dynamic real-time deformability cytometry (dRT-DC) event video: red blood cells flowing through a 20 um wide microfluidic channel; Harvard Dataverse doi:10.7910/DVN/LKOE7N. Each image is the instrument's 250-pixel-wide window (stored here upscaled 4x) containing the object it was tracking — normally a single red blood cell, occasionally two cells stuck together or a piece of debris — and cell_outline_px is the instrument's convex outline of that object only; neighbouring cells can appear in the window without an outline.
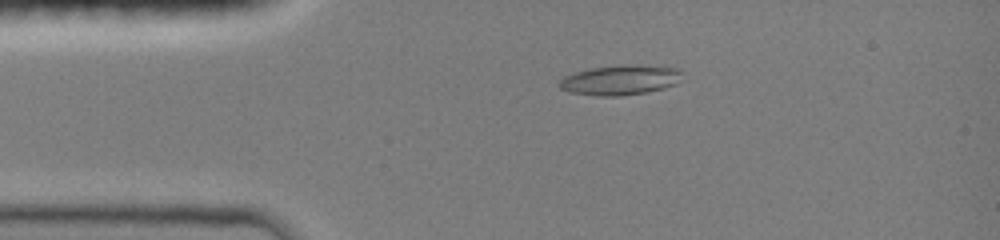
{"species": "common noctule bat (a hibernating species)", "species_latin": "Nyctalus noctula", "temperature_condition": "room temperature", "stored_images_in_passage": 47, "camera_frame_rate_fps": 3000, "um_per_image_px": 0.085, "animal": {"sex": "female", "body_mass_g": 19.0, "forearm_length_mm": 51.5}, "frame": {"image": 1, "passage_image": 9, "time_ms": 2.667, "image_size_px": [1000, 240], "cell_outline_px": [[680, 72], [676, 84], [664, 88], [648, 92], [620, 96], [596, 96], [568, 92], [560, 88], [556, 84], [564, 76], [588, 68], [676, 68]], "centroid_in_image_um": [52.57, 6.88], "position_along_channel_um": 32.4, "area_um2": 20.11}}
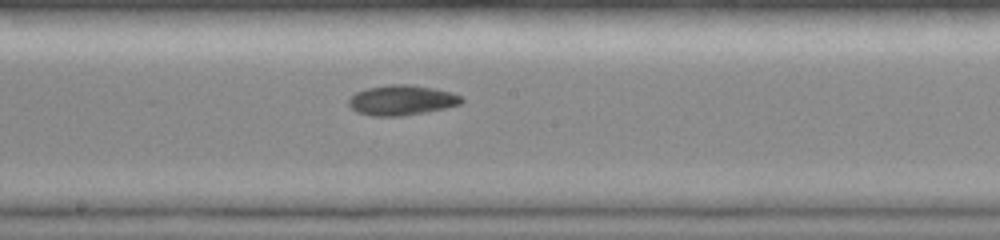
{"frame": {"image": 2, "passage_image": 25, "time_ms": 8.0, "image_size_px": [1000, 240], "cell_outline_px": [[464, 100], [460, 104], [444, 108], [424, 112], [400, 116], [372, 116], [356, 112], [348, 104], [348, 100], [356, 92], [368, 88], [388, 84], [408, 84], [436, 88], [452, 92], [460, 96]], "centroid_in_image_um": [34.14, 8.51], "position_along_channel_um": 214.1, "area_um2": 19.77}}
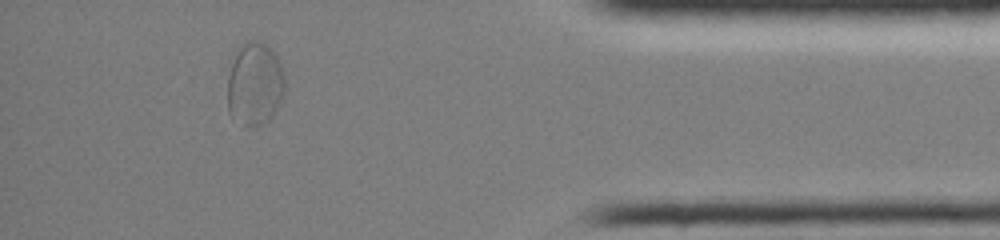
{"frame": {"image": 3, "passage_image": 42, "time_ms": 13.667, "image_size_px": [1000, 240], "cell_outline_px": [[284, 92], [272, 116], [268, 120], [260, 124], [244, 124], [232, 120], [228, 112], [228, 76], [236, 48], [248, 40], [256, 40], [268, 44], [276, 52], [284, 76]], "centroid_in_image_um": [21.64, 7.08], "position_along_channel_um": 413.6, "area_um2": 27.92}, "authors_computed_cell_mechanics": {"area_um2": 20.519, "velocity_mm_per_s": 4.0206, "shape_relaxation_time_tau1_ms": 5.1809, "shape_relaxation_time_tau2_ms": 2.593, "deformation_change_tau1": 0.1465, "deformation_change_tau2": 0.0778}}